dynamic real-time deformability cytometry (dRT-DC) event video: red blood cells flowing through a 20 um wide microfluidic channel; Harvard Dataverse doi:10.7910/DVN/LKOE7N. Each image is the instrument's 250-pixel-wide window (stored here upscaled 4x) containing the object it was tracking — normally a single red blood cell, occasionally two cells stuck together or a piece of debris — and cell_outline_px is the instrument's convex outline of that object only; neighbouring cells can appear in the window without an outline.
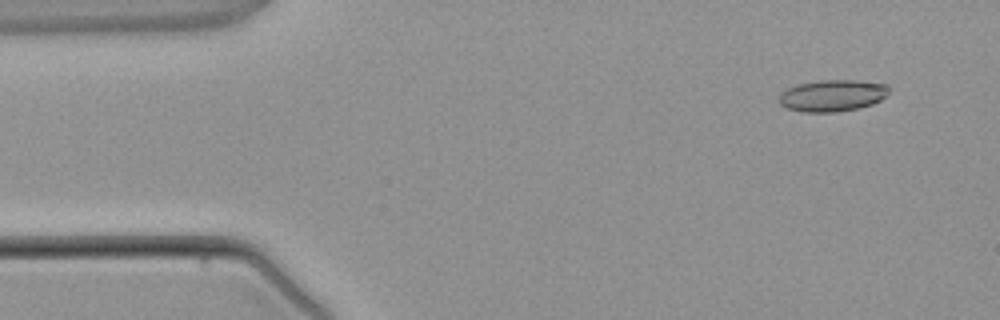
{"species": "common noctule bat (a hibernating species)", "species_latin": "Nyctalus noctula", "temperature_condition": "warm", "stored_images_in_passage": 3, "camera_frame_rate_fps": 3000, "um_per_image_px": 0.085, "animal": {"sex": "male", "body_mass_g": 21.5, "forearm_length_mm": 52.0}, "frame": {"image": 1, "passage_image": 1, "time_ms": 0.0, "image_size_px": [1000, 320], "cell_outline_px": [[888, 92], [880, 100], [872, 104], [860, 108], [836, 112], [804, 112], [788, 108], [780, 104], [780, 92], [788, 88], [800, 84], [820, 80], [852, 80], [888, 84]], "centroid_in_image_um": [70.76, 8.12], "position_along_channel_um": 14.2, "area_um2": 20.11}}
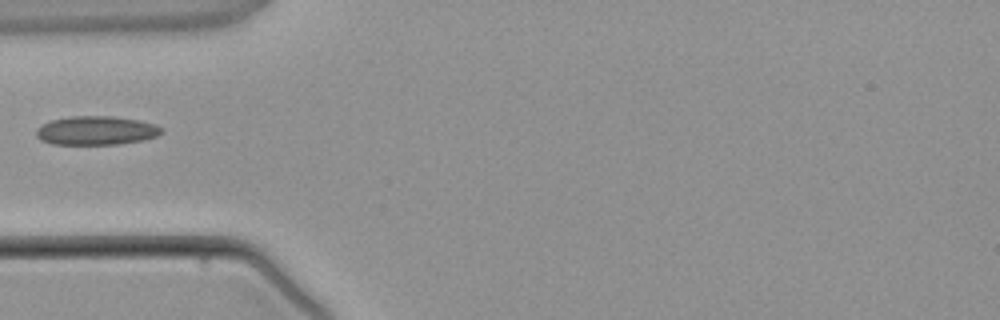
{"frame": {"image": 2, "passage_image": 3, "time_ms": 3.333, "image_size_px": [1000, 320], "cell_outline_px": [[164, 128], [156, 136], [144, 140], [116, 144], [52, 144], [40, 140], [36, 136], [36, 128], [52, 120], [72, 116], [112, 116], [140, 120], [156, 124]], "centroid_in_image_um": [8.18, 11.09], "position_along_channel_um": 76.8, "area_um2": 21.04}}